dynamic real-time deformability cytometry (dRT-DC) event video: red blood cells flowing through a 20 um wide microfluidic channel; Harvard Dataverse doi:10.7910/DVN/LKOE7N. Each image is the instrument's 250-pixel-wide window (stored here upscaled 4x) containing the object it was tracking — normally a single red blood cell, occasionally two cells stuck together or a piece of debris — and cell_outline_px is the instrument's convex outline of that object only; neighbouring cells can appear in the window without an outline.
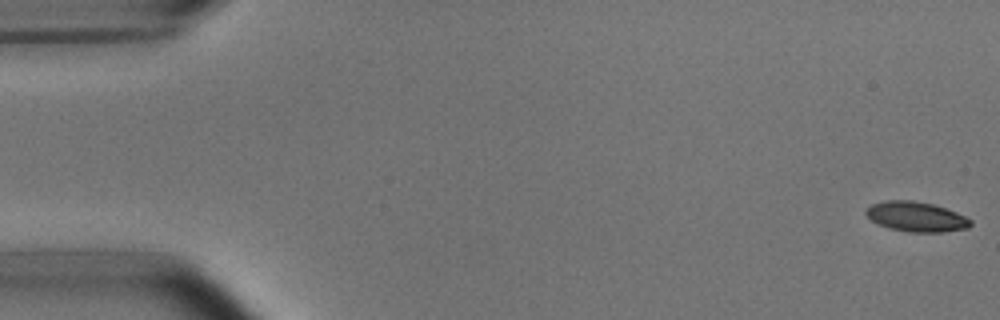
{"species": "common noctule bat (a hibernating species)", "species_latin": "Nyctalus noctula", "temperature_condition": "room temperature", "stored_images_in_passage": 48, "camera_frame_rate_fps": 3000, "um_per_image_px": 0.085, "animal": {"sex": "male", "body_mass_g": 15.6}, "frame": {"image": 1, "passage_image": 1, "time_ms": 0.0, "image_size_px": [1000, 320], "cell_outline_px": [[972, 224], [968, 228], [940, 232], [908, 232], [888, 228], [876, 224], [864, 212], [872, 204], [884, 200], [912, 200], [932, 204], [956, 212], [972, 220]], "centroid_in_image_um": [77.86, 18.42], "position_along_channel_um": 7.1, "area_um2": 18.21}}
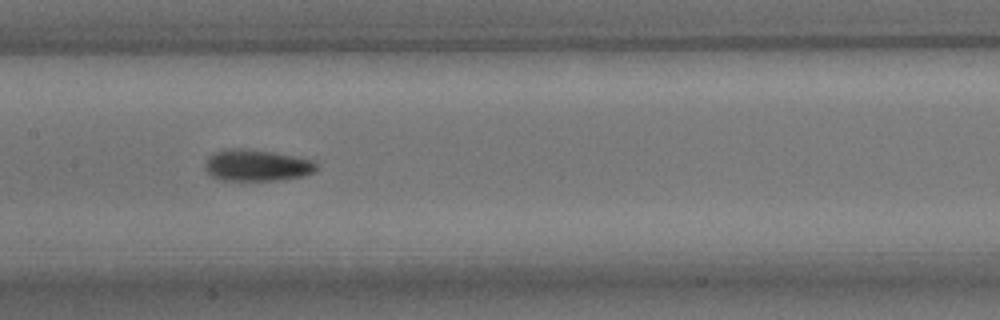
{"frame": {"image": 2, "passage_image": 26, "time_ms": 8.333, "image_size_px": [1000, 320], "cell_outline_px": [[316, 168], [312, 172], [300, 176], [280, 180], [220, 180], [212, 176], [204, 168], [204, 164], [216, 152], [232, 148], [240, 148], [272, 152], [292, 156], [308, 160], [316, 164]], "centroid_in_image_um": [21.77, 14.06], "position_along_channel_um": 185.6, "area_um2": 19.83}}
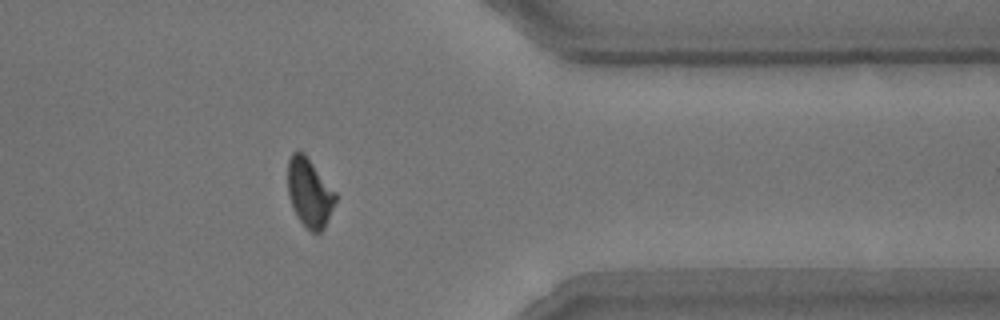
{"frame": {"image": 3, "passage_image": 43, "time_ms": 14.0, "image_size_px": [1000, 320], "cell_outline_px": [[336, 200], [324, 228], [320, 232], [312, 232], [300, 220], [292, 204], [288, 192], [288, 160], [292, 152], [304, 152], [336, 192]], "centroid_in_image_um": [26.32, 16.34], "position_along_channel_um": 385.1, "area_um2": 18.73}, "authors_computed_cell_mechanics": {"area_um2": 19.1896, "velocity_mm_per_s": 3.7835, "shape_relaxation_time_tau1_ms": 3.2481, "shape_relaxation_time_tau2_ms": 2.1465, "deformation_change_tau1": 0.1374, "deformation_change_tau2": 0.0756}}